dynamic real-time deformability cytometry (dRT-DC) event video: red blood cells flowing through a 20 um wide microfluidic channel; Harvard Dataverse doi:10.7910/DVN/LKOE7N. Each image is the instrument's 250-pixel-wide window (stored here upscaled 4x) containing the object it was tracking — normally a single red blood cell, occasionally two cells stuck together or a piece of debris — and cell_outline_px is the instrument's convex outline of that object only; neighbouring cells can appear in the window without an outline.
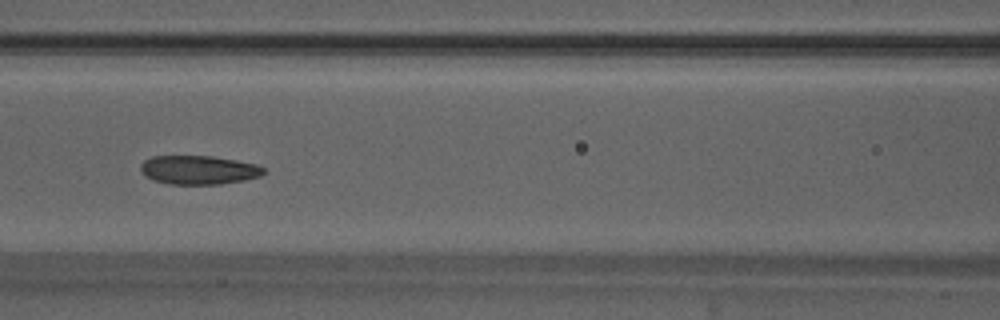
{"species": "Egyptian fruit bat (a non-hibernating species)", "species_latin": "Rousettus aegyptiacus", "temperature_condition": "warm", "stored_images_in_passage": 41, "segment_of_instrument_passage": [1, 2], "camera_frame_rate_fps": 3000, "um_per_image_px": 0.085, "animal": {"sex": "male"}, "frame": {"image": 1, "passage_image": 13, "time_ms": 4.0, "image_size_px": [1000, 320], "cell_outline_px": [[264, 172], [260, 176], [244, 180], [220, 184], [168, 184], [152, 180], [140, 168], [140, 164], [144, 160], [152, 156], [212, 156], [236, 160], [256, 164], [264, 168]], "centroid_in_image_um": [16.88, 14.44], "position_along_channel_um": 149.7, "area_um2": 20.58}}
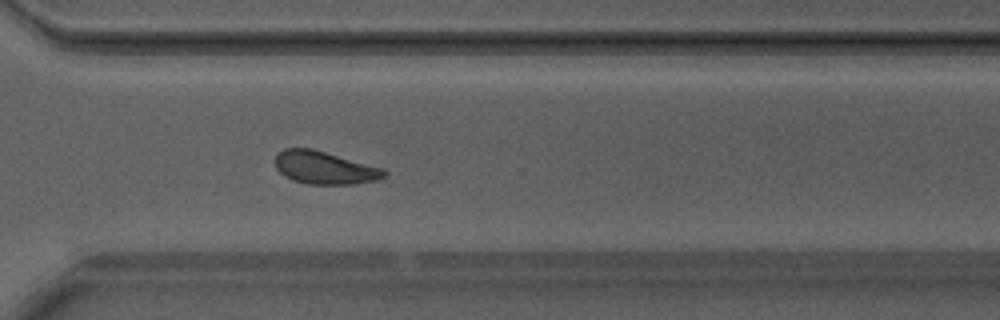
{"frame": {"image": 2, "passage_image": 27, "time_ms": 8.667, "image_size_px": [1000, 320], "cell_outline_px": [[388, 172], [384, 176], [376, 180], [352, 184], [304, 184], [292, 180], [284, 176], [276, 168], [276, 152], [284, 148], [312, 148], [384, 168]], "centroid_in_image_um": [27.57, 14.25], "position_along_channel_um": 343.0, "area_um2": 20.98}}
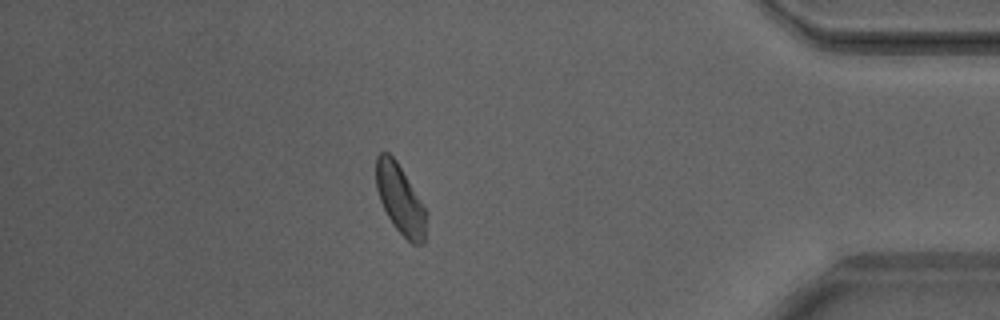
{"frame": {"image": 3, "passage_image": 34, "time_ms": 11.0, "image_size_px": [1000, 320], "cell_outline_px": [[428, 212], [424, 244], [412, 244], [392, 224], [380, 200], [376, 188], [376, 156], [380, 152], [388, 152], [396, 160]], "centroid_in_image_um": [34.03, 16.96], "position_along_channel_um": 401.2, "area_um2": 20.29}}